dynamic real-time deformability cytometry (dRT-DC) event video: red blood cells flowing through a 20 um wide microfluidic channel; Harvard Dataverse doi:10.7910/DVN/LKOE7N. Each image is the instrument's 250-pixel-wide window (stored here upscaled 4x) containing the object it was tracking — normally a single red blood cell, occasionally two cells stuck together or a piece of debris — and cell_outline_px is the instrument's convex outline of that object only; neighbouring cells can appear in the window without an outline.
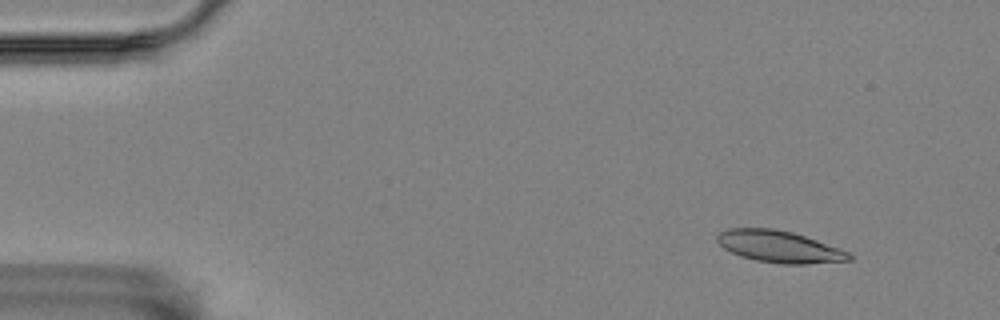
{"species": "Egyptian fruit bat (a non-hibernating species)", "species_latin": "Rousettus aegyptiacus", "temperature_condition": "room temperature", "stored_images_in_passage": 5, "camera_frame_rate_fps": 3000, "um_per_image_px": 0.085, "animal": {"sex": "female"}, "frame": {"image": 1, "passage_image": 1, "time_ms": 0.0, "image_size_px": [1000, 320], "cell_outline_px": [[852, 260], [808, 264], [780, 264], [756, 260], [740, 256], [724, 248], [716, 240], [716, 236], [720, 232], [728, 228], [776, 228], [792, 232], [840, 248], [848, 252], [852, 256]], "centroid_in_image_um": [66.23, 20.96], "position_along_channel_um": 18.8, "area_um2": 24.45}}